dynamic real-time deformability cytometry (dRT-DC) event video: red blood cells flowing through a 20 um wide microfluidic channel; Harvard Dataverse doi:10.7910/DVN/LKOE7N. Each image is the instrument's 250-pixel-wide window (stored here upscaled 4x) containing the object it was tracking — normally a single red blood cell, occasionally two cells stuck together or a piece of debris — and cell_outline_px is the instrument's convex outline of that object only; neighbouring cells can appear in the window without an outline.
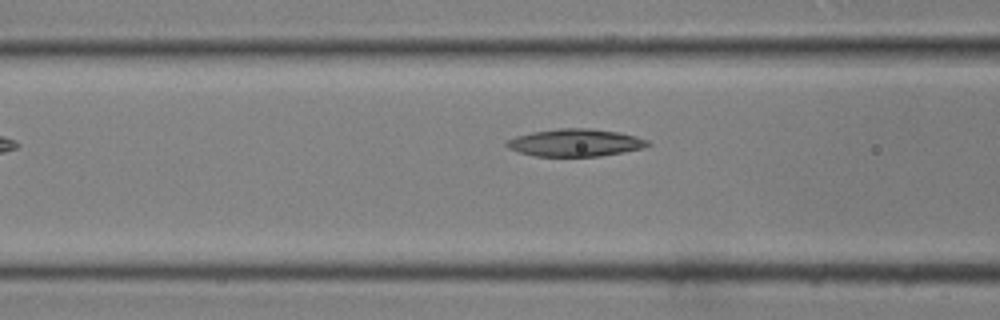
{"species": "common noctule bat (a hibernating species)", "species_latin": "Nyctalus noctula", "temperature_condition": "room temperature", "stored_images_in_passage": 26, "camera_frame_rate_fps": 3000, "um_per_image_px": 0.085, "animal": {"sex": "male", "body_mass_g": 19.0, "forearm_length_mm": 50.8}, "frame": {"image": 1, "passage_image": 6, "time_ms": 1.667, "image_size_px": [1000, 320], "cell_outline_px": [[652, 144], [644, 148], [600, 156], [536, 156], [520, 152], [508, 148], [504, 144], [508, 140], [516, 136], [532, 132], [560, 128], [592, 128], [620, 132], [636, 136], [648, 140]], "centroid_in_image_um": [48.93, 12.12], "position_along_channel_um": 117.7, "area_um2": 22.6}}
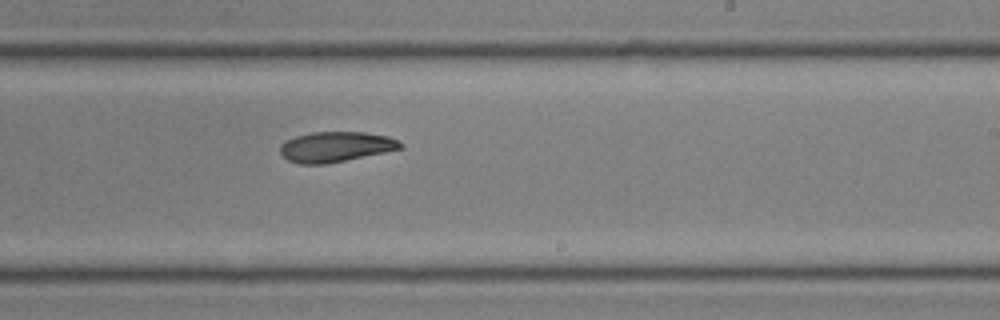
{"frame": {"image": 2, "passage_image": 15, "time_ms": 4.667, "image_size_px": [1000, 320], "cell_outline_px": [[404, 148], [324, 164], [300, 164], [288, 160], [280, 152], [280, 144], [284, 140], [296, 136], [312, 132], [364, 132], [388, 136], [404, 144]], "centroid_in_image_um": [28.51, 12.47], "position_along_channel_um": 260.5, "area_um2": 21.1}}
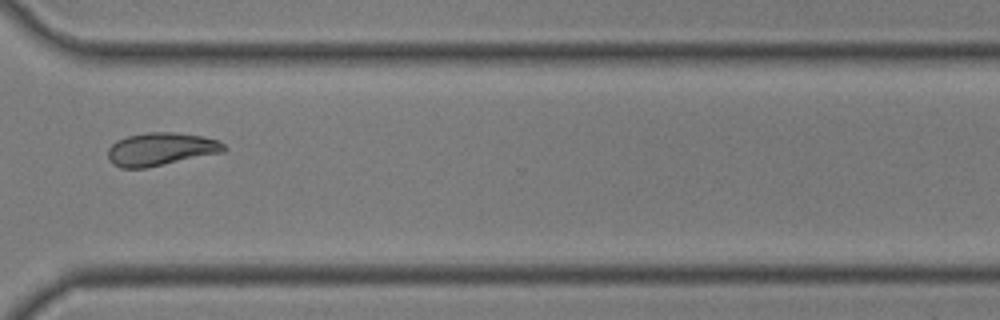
{"frame": {"image": 3, "passage_image": 21, "time_ms": 6.667, "image_size_px": [1000, 320], "cell_outline_px": [[228, 148], [224, 152], [148, 168], [120, 168], [112, 164], [108, 160], [108, 148], [116, 140], [128, 136], [148, 132], [176, 132], [204, 136], [216, 140], [224, 144]], "centroid_in_image_um": [13.67, 12.68], "position_along_channel_um": 356.9, "area_um2": 22.6}}